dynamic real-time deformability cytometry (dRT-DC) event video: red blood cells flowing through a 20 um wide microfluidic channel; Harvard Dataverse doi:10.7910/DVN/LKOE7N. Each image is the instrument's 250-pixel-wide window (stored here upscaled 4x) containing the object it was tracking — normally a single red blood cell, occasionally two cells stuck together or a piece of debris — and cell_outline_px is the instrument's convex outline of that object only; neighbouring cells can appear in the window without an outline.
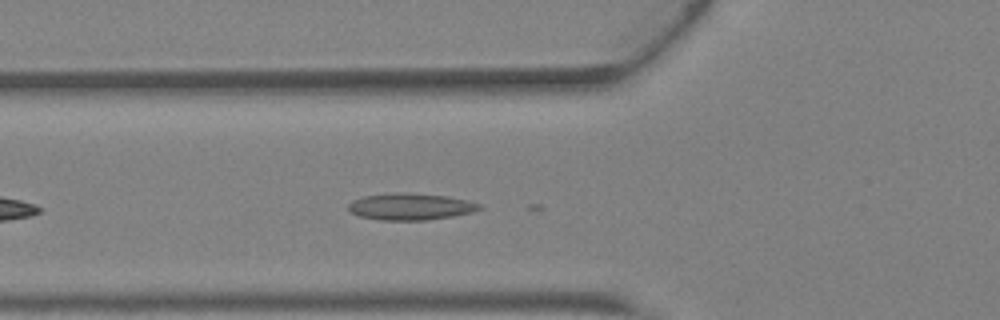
{"species": "Egyptian fruit bat (a non-hibernating species)", "species_latin": "Rousettus aegyptiacus", "temperature_condition": "warm", "stored_images_in_passage": 23, "camera_frame_rate_fps": 3000, "um_per_image_px": 0.085, "animal": {"sex": "female"}, "frame": {"image": 1, "passage_image": 5, "time_ms": 1.333, "image_size_px": [1000, 320], "cell_outline_px": [[480, 208], [472, 212], [452, 216], [424, 220], [380, 220], [360, 216], [348, 212], [348, 204], [352, 200], [364, 196], [400, 192], [404, 192], [448, 196], [480, 204]], "centroid_in_image_um": [34.83, 17.56], "position_along_channel_um": 91.0, "area_um2": 20.23}}
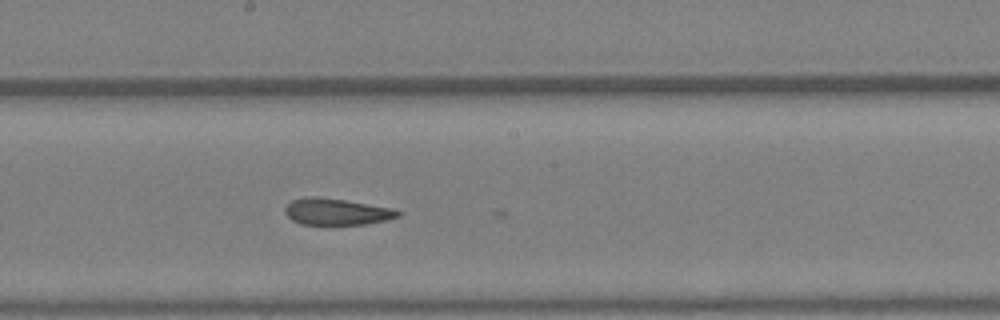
{"frame": {"image": 2, "passage_image": 13, "time_ms": 4.0, "image_size_px": [1000, 320], "cell_outline_px": [[400, 216], [388, 220], [368, 224], [300, 224], [292, 220], [284, 212], [284, 208], [292, 200], [304, 196], [316, 196], [344, 200], [396, 208], [400, 212]], "centroid_in_image_um": [28.63, 17.99], "position_along_channel_um": 219.6, "area_um2": 17.63}}
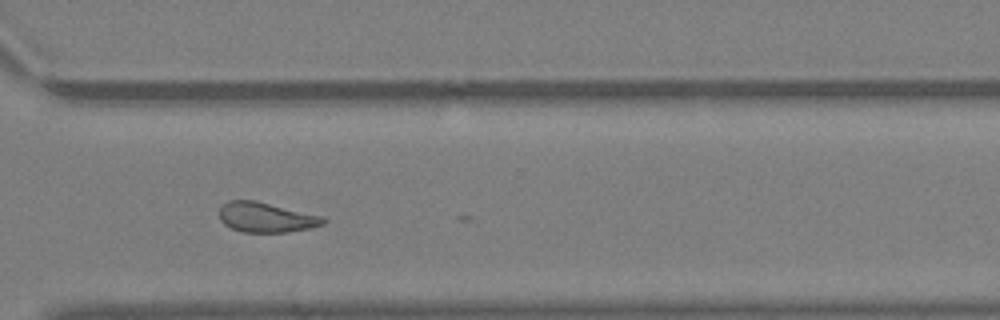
{"frame": {"image": 3, "passage_image": 21, "time_ms": 6.667, "image_size_px": [1000, 320], "cell_outline_px": [[328, 220], [324, 224], [312, 228], [288, 232], [244, 232], [232, 228], [224, 224], [220, 220], [220, 208], [228, 200], [256, 200], [324, 216]], "centroid_in_image_um": [22.67, 18.47], "position_along_channel_um": 347.9, "area_um2": 18.32}}